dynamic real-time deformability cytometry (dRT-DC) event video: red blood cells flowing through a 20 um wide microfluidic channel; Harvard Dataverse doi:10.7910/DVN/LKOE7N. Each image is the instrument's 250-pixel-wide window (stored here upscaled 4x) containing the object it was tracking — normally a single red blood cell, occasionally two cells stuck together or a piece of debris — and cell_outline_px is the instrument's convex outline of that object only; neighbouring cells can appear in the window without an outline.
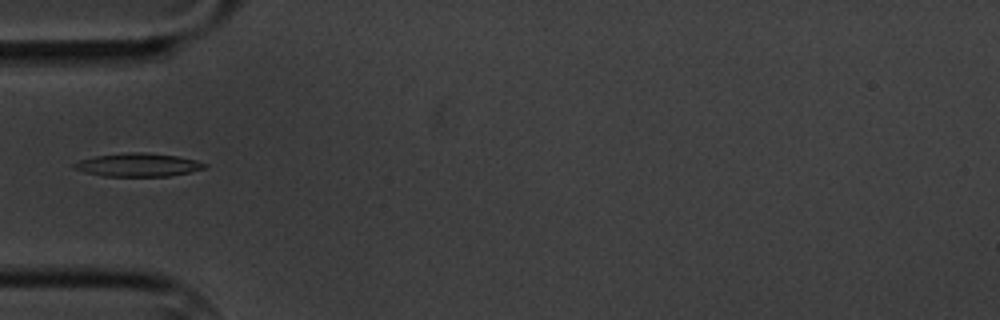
{"species": "common noctule bat (a hibernating species)", "species_latin": "Nyctalus noctula", "temperature_condition": "cold", "stored_images_in_passage": 11, "camera_frame_rate_fps": 3000, "um_per_image_px": 0.085, "animal": {"sex": "male", "body_mass_g": 20.1, "forearm_length_mm": 53.5}, "frame": {"image": 1, "passage_image": 5, "time_ms": 5.333, "image_size_px": [1000, 320], "cell_outline_px": [[208, 164], [204, 168], [188, 172], [168, 176], [104, 176], [84, 172], [72, 168], [72, 164], [80, 160], [96, 156], [128, 152], [144, 152], [176, 156], [196, 160]], "centroid_in_image_um": [11.7, 14.01], "position_along_channel_um": 73.3, "area_um2": 17.57}}
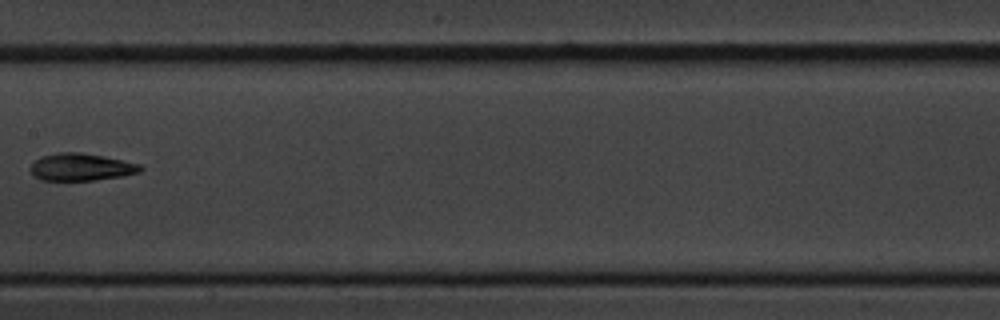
{"frame": {"image": 2, "passage_image": 8, "time_ms": 9.0, "image_size_px": [1000, 320], "cell_outline_px": [[144, 168], [140, 172], [124, 176], [92, 180], [40, 180], [28, 168], [36, 160], [44, 156], [60, 152], [80, 152], [104, 156], [140, 164]], "centroid_in_image_um": [6.93, 14.2], "position_along_channel_um": 200.5, "area_um2": 17.4}}
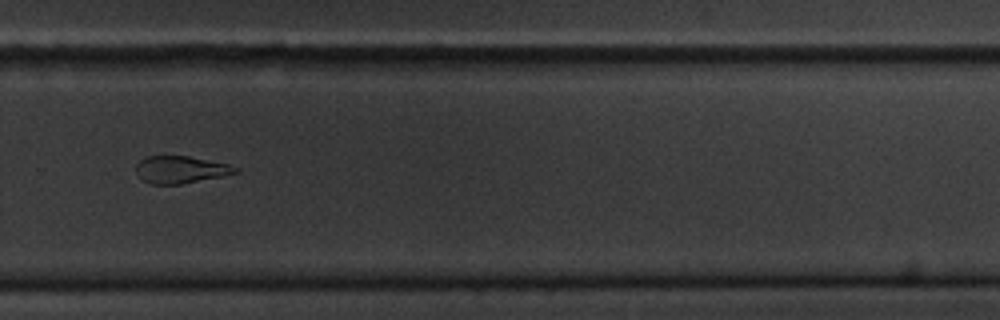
{"frame": {"image": 3, "passage_image": 11, "time_ms": 12.333, "image_size_px": [1000, 320], "cell_outline_px": [[240, 172], [224, 176], [180, 184], [152, 184], [144, 180], [136, 172], [136, 164], [140, 160], [148, 156], [188, 156], [228, 164], [240, 168]], "centroid_in_image_um": [15.39, 14.41], "position_along_channel_um": 314.4, "area_um2": 15.72}}